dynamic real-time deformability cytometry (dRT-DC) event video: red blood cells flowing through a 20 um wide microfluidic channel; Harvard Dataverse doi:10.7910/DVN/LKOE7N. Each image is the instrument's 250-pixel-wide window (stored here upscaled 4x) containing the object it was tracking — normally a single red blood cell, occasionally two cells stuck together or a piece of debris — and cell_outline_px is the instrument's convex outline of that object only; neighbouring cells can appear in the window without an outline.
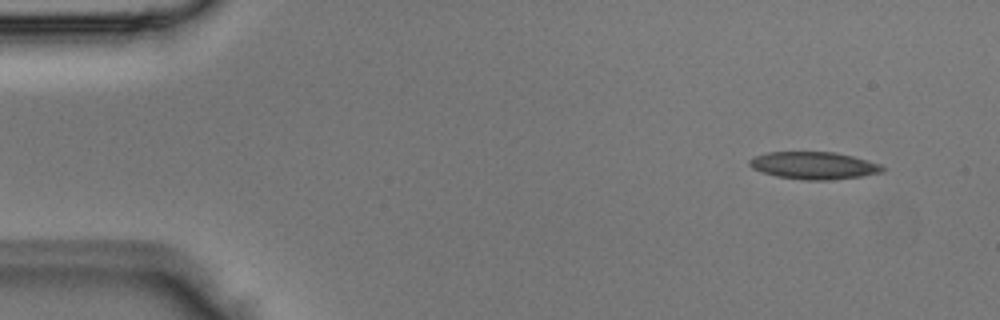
{"species": "Egyptian fruit bat (a non-hibernating species)", "species_latin": "Rousettus aegyptiacus", "temperature_condition": "room temperature", "stored_images_in_passage": 3, "camera_frame_rate_fps": 3000, "um_per_image_px": 0.085, "animal": {"sex": "male"}, "frame": {"image": 1, "passage_image": 1, "time_ms": 0.0, "image_size_px": [1000, 320], "cell_outline_px": [[884, 172], [860, 176], [828, 180], [804, 180], [776, 176], [760, 172], [752, 168], [748, 164], [748, 160], [752, 156], [768, 152], [836, 152], [868, 160], [880, 164], [884, 168]], "centroid_in_image_um": [69.13, 14.06], "position_along_channel_um": 15.9, "area_um2": 21.33}}